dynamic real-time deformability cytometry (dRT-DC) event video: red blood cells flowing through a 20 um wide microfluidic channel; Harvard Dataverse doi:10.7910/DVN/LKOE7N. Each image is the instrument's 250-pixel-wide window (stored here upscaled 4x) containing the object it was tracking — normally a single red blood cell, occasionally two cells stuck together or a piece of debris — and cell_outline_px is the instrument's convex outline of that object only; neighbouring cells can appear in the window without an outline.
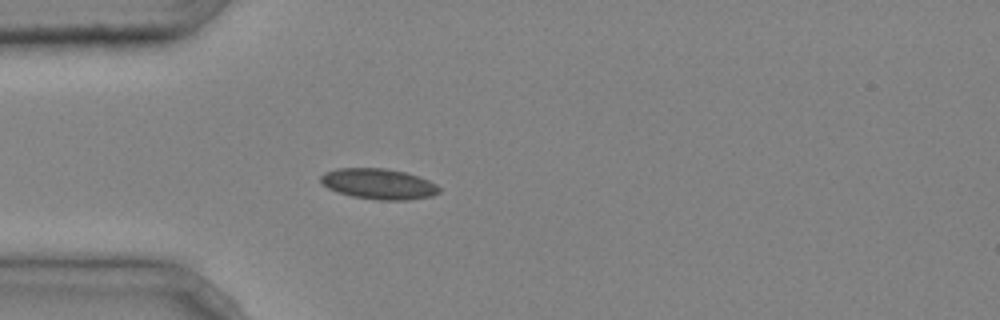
{"species": "common noctule bat (a hibernating species)", "species_latin": "Nyctalus noctula", "temperature_condition": "cold", "stored_images_in_passage": 4, "camera_frame_rate_fps": 3000, "um_per_image_px": 0.085, "animal": {"sex": "male", "body_mass_g": 20.4}, "frame": {"image": 1, "passage_image": 4, "time_ms": 1.0, "image_size_px": [1000, 320], "cell_outline_px": [[440, 192], [432, 196], [408, 200], [380, 200], [352, 196], [328, 188], [320, 184], [320, 176], [324, 172], [336, 168], [384, 168], [404, 172], [428, 180], [436, 184], [440, 188]], "centroid_in_image_um": [32.16, 15.63], "position_along_channel_um": 52.8, "area_um2": 21.1}}